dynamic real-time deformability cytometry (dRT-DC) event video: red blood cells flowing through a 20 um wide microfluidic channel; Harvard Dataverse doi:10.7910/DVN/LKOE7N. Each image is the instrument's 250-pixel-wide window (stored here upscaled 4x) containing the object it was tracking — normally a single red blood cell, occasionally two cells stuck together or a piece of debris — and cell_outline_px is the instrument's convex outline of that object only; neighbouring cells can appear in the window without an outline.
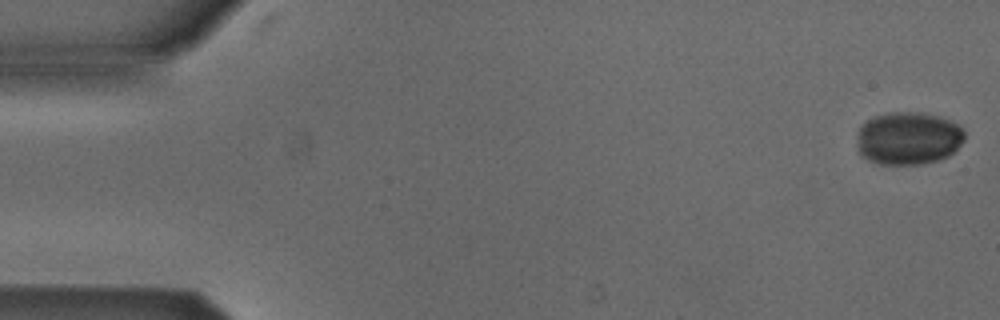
{"species": "Egyptian fruit bat (a non-hibernating species)", "species_latin": "Rousettus aegyptiacus", "temperature_condition": "cold", "stored_images_in_passage": 51, "camera_frame_rate_fps": 3000, "um_per_image_px": 0.085, "animal": {"sex": "male"}, "frame": {"image": 1, "passage_image": 1, "time_ms": 0.0, "image_size_px": [1000, 320], "cell_outline_px": [[964, 140], [948, 156], [936, 160], [920, 164], [880, 164], [868, 160], [860, 152], [856, 136], [860, 124], [876, 116], [892, 112], [920, 112], [940, 116], [960, 124], [964, 128]], "centroid_in_image_um": [77.21, 11.73], "position_along_channel_um": 7.8, "area_um2": 33.23}}
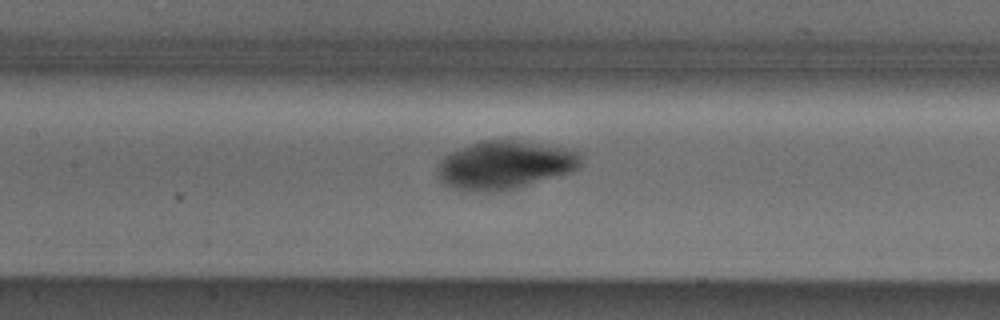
{"frame": {"image": 2, "passage_image": 24, "time_ms": 7.667, "image_size_px": [1000, 320], "cell_outline_px": [[580, 164], [576, 168], [568, 172], [516, 188], [500, 192], [484, 192], [452, 188], [444, 184], [436, 176], [436, 168], [440, 160], [444, 156], [460, 148], [484, 140], [516, 140], [564, 148], [580, 152]], "centroid_in_image_um": [42.83, 14.04], "position_along_channel_um": 164.6, "area_um2": 40.0}}
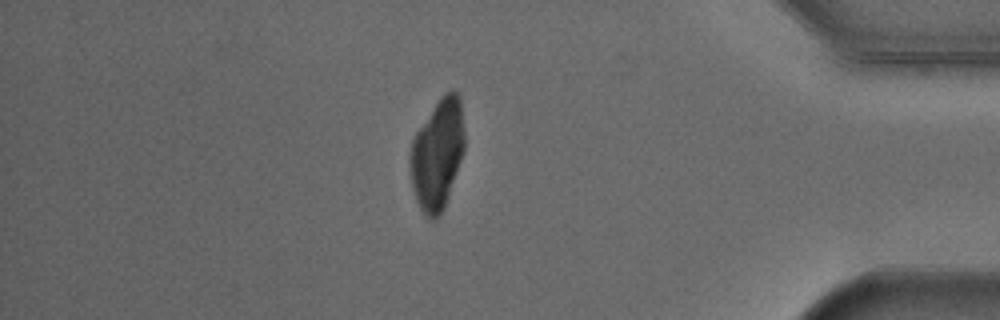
{"frame": {"image": 3, "passage_image": 45, "time_ms": 14.667, "image_size_px": [1000, 320], "cell_outline_px": [[464, 152], [444, 208], [440, 216], [436, 220], [428, 220], [424, 216], [416, 200], [412, 188], [408, 160], [412, 140], [416, 132], [440, 96], [444, 92], [456, 92], [460, 96], [464, 132]], "centroid_in_image_um": [37.16, 13.15], "position_along_channel_um": 398.0, "area_um2": 35.37}}